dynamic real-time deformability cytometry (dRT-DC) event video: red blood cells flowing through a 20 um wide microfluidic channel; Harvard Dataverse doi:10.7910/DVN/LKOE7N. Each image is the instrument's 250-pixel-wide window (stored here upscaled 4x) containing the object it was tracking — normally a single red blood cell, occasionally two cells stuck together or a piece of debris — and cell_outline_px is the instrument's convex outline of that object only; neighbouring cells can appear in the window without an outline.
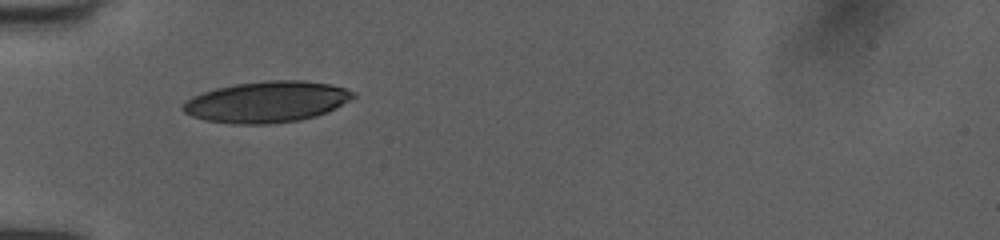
{"species": "human", "species_latin": "Homo sapiens", "temperature_condition": "room temperature", "stored_images_in_passage": 35, "camera_frame_rate_fps": 3000, "um_per_image_px": 0.085, "donor": {"sex": "female"}, "frame": {"image": 1, "passage_image": 1, "time_ms": 0.0, "image_size_px": [1000, 240], "cell_outline_px": [[356, 96], [336, 108], [328, 112], [316, 116], [300, 120], [268, 124], [232, 124], [204, 120], [192, 116], [184, 112], [180, 108], [192, 96], [216, 88], [236, 84], [264, 80], [304, 80], [328, 84], [344, 88], [356, 92]], "centroid_in_image_um": [22.69, 8.66], "position_along_channel_um": 62.3, "area_um2": 40.86}}
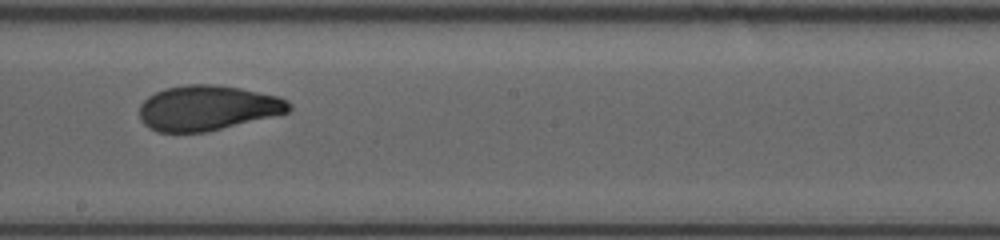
{"frame": {"image": 2, "passage_image": 14, "time_ms": 4.333, "image_size_px": [1000, 240], "cell_outline_px": [[292, 108], [288, 112], [272, 116], [204, 132], [156, 132], [148, 128], [140, 120], [140, 104], [148, 96], [164, 88], [188, 84], [216, 84], [240, 88], [280, 96], [288, 100], [292, 104]], "centroid_in_image_um": [17.62, 9.16], "position_along_channel_um": 230.6, "area_um2": 39.3}}
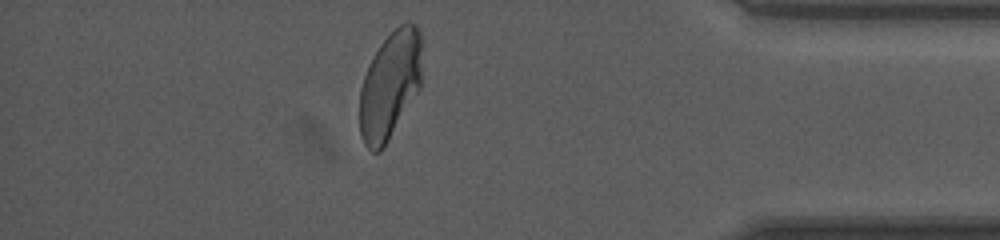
{"frame": {"image": 3, "passage_image": 29, "time_ms": 9.333, "image_size_px": [1000, 240], "cell_outline_px": [[420, 88], [388, 140], [380, 152], [372, 152], [364, 144], [360, 136], [360, 88], [368, 64], [380, 44], [400, 24], [416, 24], [420, 32]], "centroid_in_image_um": [33.12, 7.27], "position_along_channel_um": 402.1, "area_um2": 38.61}, "authors_computed_cell_mechanics": {"area_um2": 39.9398, "velocity_mm_per_s": 4.0224, "shape_relaxation_time_tau1_ms": 5.9123, "shape_relaxation_time_tau2_ms": 1.0049, "deformation_change_tau1": 0.1745, "deformation_change_tau2": 0.0636}}